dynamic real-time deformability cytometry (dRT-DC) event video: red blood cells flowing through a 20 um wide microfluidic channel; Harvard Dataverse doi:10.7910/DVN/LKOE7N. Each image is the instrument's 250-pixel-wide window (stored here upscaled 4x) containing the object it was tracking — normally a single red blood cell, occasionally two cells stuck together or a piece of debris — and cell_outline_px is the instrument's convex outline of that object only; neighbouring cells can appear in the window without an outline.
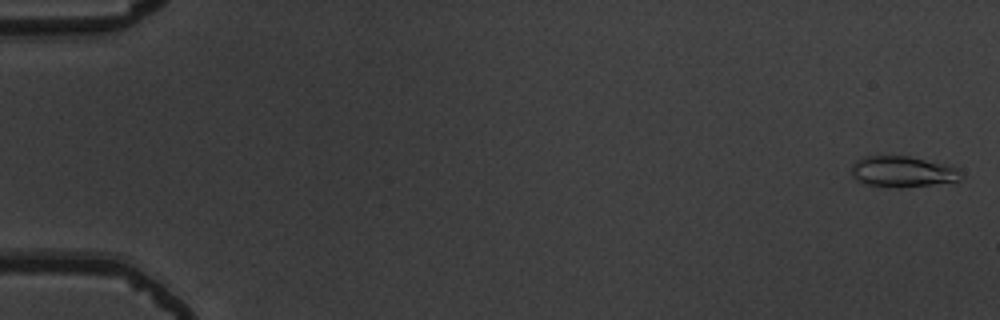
{"species": "common noctule bat (a hibernating species)", "species_latin": "Nyctalus noctula", "temperature_condition": "warm", "stored_images_in_passage": 55, "camera_frame_rate_fps": 3000, "um_per_image_px": 0.085, "animal": {"sex": "male", "body_mass_g": 19.5, "forearm_length_mm": 54.6}, "frame": {"image": 1, "passage_image": 1, "time_ms": 0.0, "image_size_px": [1000, 320], "cell_outline_px": [[964, 176], [960, 180], [932, 184], [868, 184], [856, 180], [852, 176], [852, 164], [856, 160], [864, 156], [908, 156], [944, 164], [960, 168], [964, 172]], "centroid_in_image_um": [76.76, 14.53], "position_along_channel_um": 8.2, "area_um2": 18.84}}
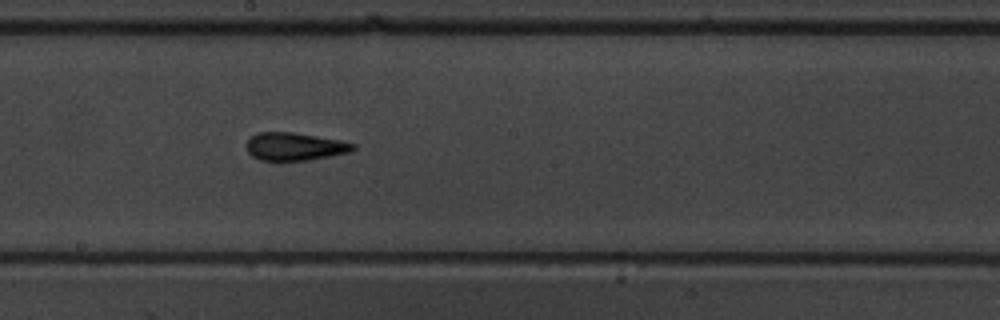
{"frame": {"image": 2, "passage_image": 31, "time_ms": 10.0, "image_size_px": [1000, 320], "cell_outline_px": [[356, 148], [348, 152], [308, 160], [260, 160], [252, 156], [248, 152], [244, 144], [256, 132], [292, 132], [336, 140], [356, 144]], "centroid_in_image_um": [24.98, 12.45], "position_along_channel_um": 223.2, "area_um2": 17.05}}
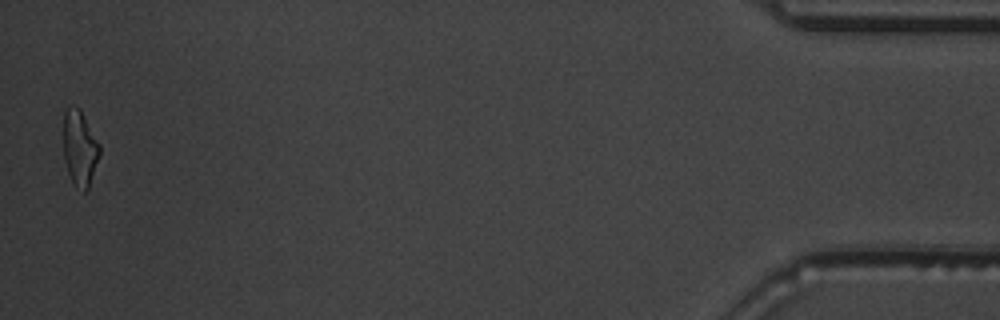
{"frame": {"image": 3, "passage_image": 54, "time_ms": 17.667, "image_size_px": [1000, 320], "cell_outline_px": [[100, 156], [88, 188], [84, 192], [72, 184], [64, 160], [64, 112], [68, 108], [80, 108], [100, 144]], "centroid_in_image_um": [6.79, 12.63], "position_along_channel_um": 428.4, "area_um2": 15.9}, "authors_computed_cell_mechanics": {"area_um2": 17.1088, "velocity_mm_per_s": 3.7951, "shape_relaxation_time_tau1_ms": 11.3682, "shape_relaxation_time_tau2_ms": 1.9829, "deformation_change_tau1": 0.3019, "deformation_change_tau2": 0.1007}}